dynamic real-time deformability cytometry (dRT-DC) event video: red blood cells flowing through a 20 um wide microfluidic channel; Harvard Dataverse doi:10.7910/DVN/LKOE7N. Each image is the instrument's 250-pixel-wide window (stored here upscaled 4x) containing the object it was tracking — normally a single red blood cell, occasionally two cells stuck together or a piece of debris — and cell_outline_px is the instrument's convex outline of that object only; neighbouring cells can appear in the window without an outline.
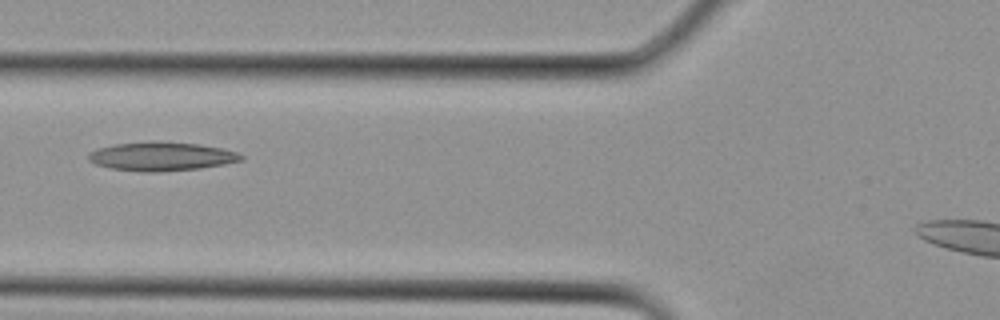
{"species": "Egyptian fruit bat (a non-hibernating species)", "species_latin": "Rousettus aegyptiacus", "temperature_condition": "cold", "stored_images_in_passage": 12, "camera_frame_rate_fps": 3000, "um_per_image_px": 0.085, "animal": {"sex": "female"}, "frame": {"image": 1, "passage_image": 5, "time_ms": 1.333, "image_size_px": [1000, 320], "cell_outline_px": [[244, 160], [224, 164], [200, 168], [160, 172], [144, 172], [112, 168], [96, 164], [88, 160], [88, 152], [96, 148], [116, 144], [152, 140], [160, 140], [200, 144], [224, 148], [236, 152], [244, 156]], "centroid_in_image_um": [13.73, 13.27], "position_along_channel_um": 112.1, "area_um2": 26.01}}
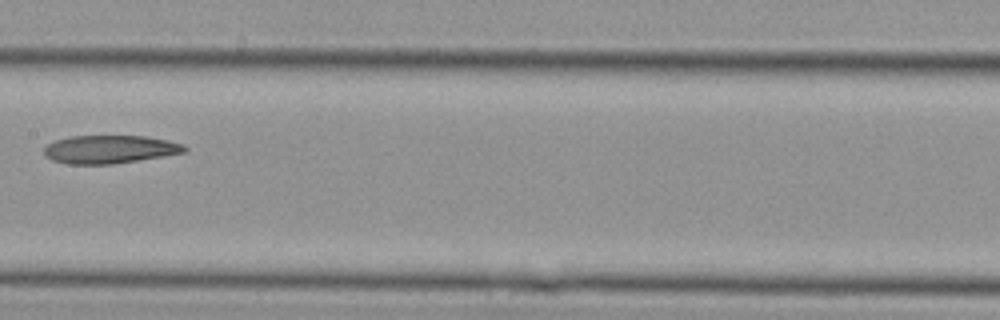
{"frame": {"image": 2, "passage_image": 9, "time_ms": 2.667, "image_size_px": [1000, 320], "cell_outline_px": [[188, 152], [164, 156], [112, 164], [68, 164], [52, 160], [44, 156], [44, 148], [48, 144], [56, 140], [72, 136], [148, 136], [168, 140], [184, 144], [188, 148]], "centroid_in_image_um": [9.37, 12.69], "position_along_channel_um": 198.0, "area_um2": 23.18}}
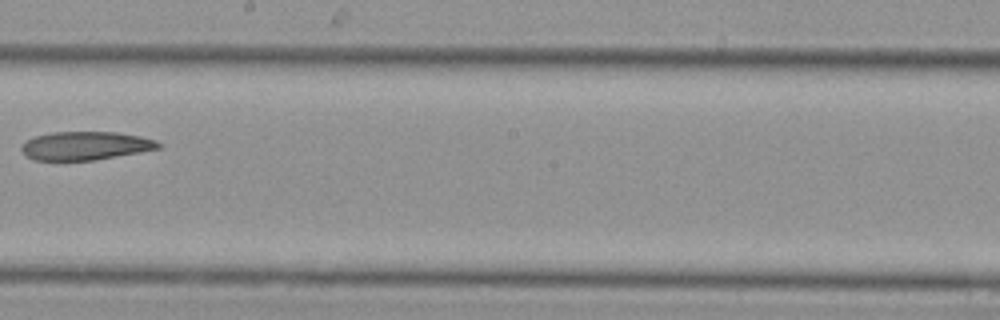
{"frame": {"image": 3, "passage_image": 11, "time_ms": 3.333, "image_size_px": [1000, 320], "cell_outline_px": [[160, 148], [140, 152], [92, 160], [32, 160], [20, 148], [24, 140], [36, 136], [52, 132], [116, 132], [140, 136], [156, 140], [160, 144]], "centroid_in_image_um": [7.24, 12.38], "position_along_channel_um": 241.0, "area_um2": 22.54}}